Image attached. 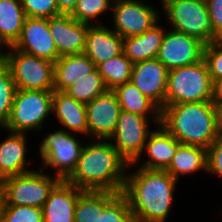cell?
<instances>
[{
    "label": "cell",
    "instance_id": "7c38bea8",
    "mask_svg": "<svg viewBox=\"0 0 222 222\" xmlns=\"http://www.w3.org/2000/svg\"><path fill=\"white\" fill-rule=\"evenodd\" d=\"M204 47L197 38L171 29L165 31L157 59L168 70L195 64L204 58Z\"/></svg>",
    "mask_w": 222,
    "mask_h": 222
},
{
    "label": "cell",
    "instance_id": "1f68e13d",
    "mask_svg": "<svg viewBox=\"0 0 222 222\" xmlns=\"http://www.w3.org/2000/svg\"><path fill=\"white\" fill-rule=\"evenodd\" d=\"M1 222H43L42 208L6 205Z\"/></svg>",
    "mask_w": 222,
    "mask_h": 222
},
{
    "label": "cell",
    "instance_id": "4dcf8cb0",
    "mask_svg": "<svg viewBox=\"0 0 222 222\" xmlns=\"http://www.w3.org/2000/svg\"><path fill=\"white\" fill-rule=\"evenodd\" d=\"M112 4L108 0H78L69 15L79 22L91 25L93 19L112 9Z\"/></svg>",
    "mask_w": 222,
    "mask_h": 222
},
{
    "label": "cell",
    "instance_id": "ee69618b",
    "mask_svg": "<svg viewBox=\"0 0 222 222\" xmlns=\"http://www.w3.org/2000/svg\"><path fill=\"white\" fill-rule=\"evenodd\" d=\"M108 1H110L111 3L113 2V4H115V3L119 2L120 0H108Z\"/></svg>",
    "mask_w": 222,
    "mask_h": 222
},
{
    "label": "cell",
    "instance_id": "4fadbf2b",
    "mask_svg": "<svg viewBox=\"0 0 222 222\" xmlns=\"http://www.w3.org/2000/svg\"><path fill=\"white\" fill-rule=\"evenodd\" d=\"M87 112L88 136L109 140L114 134L121 107L116 93L107 90L85 104Z\"/></svg>",
    "mask_w": 222,
    "mask_h": 222
},
{
    "label": "cell",
    "instance_id": "7a4b0ae2",
    "mask_svg": "<svg viewBox=\"0 0 222 222\" xmlns=\"http://www.w3.org/2000/svg\"><path fill=\"white\" fill-rule=\"evenodd\" d=\"M138 168L126 174L122 191L132 215L141 222H165L178 181L166 170Z\"/></svg>",
    "mask_w": 222,
    "mask_h": 222
},
{
    "label": "cell",
    "instance_id": "f1b7e54d",
    "mask_svg": "<svg viewBox=\"0 0 222 222\" xmlns=\"http://www.w3.org/2000/svg\"><path fill=\"white\" fill-rule=\"evenodd\" d=\"M107 90L103 78L96 68L91 73L85 75V77L67 87L63 92L76 101L86 104Z\"/></svg>",
    "mask_w": 222,
    "mask_h": 222
},
{
    "label": "cell",
    "instance_id": "8992f818",
    "mask_svg": "<svg viewBox=\"0 0 222 222\" xmlns=\"http://www.w3.org/2000/svg\"><path fill=\"white\" fill-rule=\"evenodd\" d=\"M53 93L54 91L17 89L4 129L19 133L42 130L45 119L53 110Z\"/></svg>",
    "mask_w": 222,
    "mask_h": 222
},
{
    "label": "cell",
    "instance_id": "cb8c5ba5",
    "mask_svg": "<svg viewBox=\"0 0 222 222\" xmlns=\"http://www.w3.org/2000/svg\"><path fill=\"white\" fill-rule=\"evenodd\" d=\"M113 91L117 95L122 111L139 114L144 117L151 115L150 118L160 125L161 109L143 95L131 81L117 86Z\"/></svg>",
    "mask_w": 222,
    "mask_h": 222
},
{
    "label": "cell",
    "instance_id": "e575fe53",
    "mask_svg": "<svg viewBox=\"0 0 222 222\" xmlns=\"http://www.w3.org/2000/svg\"><path fill=\"white\" fill-rule=\"evenodd\" d=\"M204 60L212 81L222 78V40H215L204 47Z\"/></svg>",
    "mask_w": 222,
    "mask_h": 222
},
{
    "label": "cell",
    "instance_id": "484cf974",
    "mask_svg": "<svg viewBox=\"0 0 222 222\" xmlns=\"http://www.w3.org/2000/svg\"><path fill=\"white\" fill-rule=\"evenodd\" d=\"M200 170L207 171V149L184 144L178 146L172 162L166 169L176 180H179L180 175L184 176Z\"/></svg>",
    "mask_w": 222,
    "mask_h": 222
},
{
    "label": "cell",
    "instance_id": "d6986e66",
    "mask_svg": "<svg viewBox=\"0 0 222 222\" xmlns=\"http://www.w3.org/2000/svg\"><path fill=\"white\" fill-rule=\"evenodd\" d=\"M9 132L10 135L0 143V180L32 171L26 169V164L31 165V162L27 161L25 155V133Z\"/></svg>",
    "mask_w": 222,
    "mask_h": 222
},
{
    "label": "cell",
    "instance_id": "2e32d148",
    "mask_svg": "<svg viewBox=\"0 0 222 222\" xmlns=\"http://www.w3.org/2000/svg\"><path fill=\"white\" fill-rule=\"evenodd\" d=\"M89 25L69 14L49 18V30L60 57L84 53Z\"/></svg>",
    "mask_w": 222,
    "mask_h": 222
},
{
    "label": "cell",
    "instance_id": "7402d4cb",
    "mask_svg": "<svg viewBox=\"0 0 222 222\" xmlns=\"http://www.w3.org/2000/svg\"><path fill=\"white\" fill-rule=\"evenodd\" d=\"M95 69V64L85 53L59 57L54 63V91H64Z\"/></svg>",
    "mask_w": 222,
    "mask_h": 222
},
{
    "label": "cell",
    "instance_id": "ffe728a7",
    "mask_svg": "<svg viewBox=\"0 0 222 222\" xmlns=\"http://www.w3.org/2000/svg\"><path fill=\"white\" fill-rule=\"evenodd\" d=\"M180 143L161 125L153 131L144 146L143 152L149 156L141 168L149 170H166L175 156ZM145 162V163H144Z\"/></svg>",
    "mask_w": 222,
    "mask_h": 222
},
{
    "label": "cell",
    "instance_id": "6da1fadb",
    "mask_svg": "<svg viewBox=\"0 0 222 222\" xmlns=\"http://www.w3.org/2000/svg\"><path fill=\"white\" fill-rule=\"evenodd\" d=\"M128 165L110 140L95 139L83 146L75 169L65 181L83 191L122 193Z\"/></svg>",
    "mask_w": 222,
    "mask_h": 222
},
{
    "label": "cell",
    "instance_id": "277c9868",
    "mask_svg": "<svg viewBox=\"0 0 222 222\" xmlns=\"http://www.w3.org/2000/svg\"><path fill=\"white\" fill-rule=\"evenodd\" d=\"M214 82L204 58L195 64L168 71L165 106L212 102Z\"/></svg>",
    "mask_w": 222,
    "mask_h": 222
},
{
    "label": "cell",
    "instance_id": "8fae6325",
    "mask_svg": "<svg viewBox=\"0 0 222 222\" xmlns=\"http://www.w3.org/2000/svg\"><path fill=\"white\" fill-rule=\"evenodd\" d=\"M115 29L122 38L138 36L152 28L160 20L159 12L140 0H120L112 4Z\"/></svg>",
    "mask_w": 222,
    "mask_h": 222
},
{
    "label": "cell",
    "instance_id": "d590c367",
    "mask_svg": "<svg viewBox=\"0 0 222 222\" xmlns=\"http://www.w3.org/2000/svg\"><path fill=\"white\" fill-rule=\"evenodd\" d=\"M207 172L222 177V134L207 149Z\"/></svg>",
    "mask_w": 222,
    "mask_h": 222
},
{
    "label": "cell",
    "instance_id": "5bb4252c",
    "mask_svg": "<svg viewBox=\"0 0 222 222\" xmlns=\"http://www.w3.org/2000/svg\"><path fill=\"white\" fill-rule=\"evenodd\" d=\"M12 47L53 63L60 57L47 18L26 17L20 37Z\"/></svg>",
    "mask_w": 222,
    "mask_h": 222
},
{
    "label": "cell",
    "instance_id": "83f0119b",
    "mask_svg": "<svg viewBox=\"0 0 222 222\" xmlns=\"http://www.w3.org/2000/svg\"><path fill=\"white\" fill-rule=\"evenodd\" d=\"M133 62L124 54L100 63L96 68L108 90L131 81Z\"/></svg>",
    "mask_w": 222,
    "mask_h": 222
},
{
    "label": "cell",
    "instance_id": "7bdbcfd3",
    "mask_svg": "<svg viewBox=\"0 0 222 222\" xmlns=\"http://www.w3.org/2000/svg\"><path fill=\"white\" fill-rule=\"evenodd\" d=\"M129 222H141L138 218L133 217Z\"/></svg>",
    "mask_w": 222,
    "mask_h": 222
},
{
    "label": "cell",
    "instance_id": "ba28073f",
    "mask_svg": "<svg viewBox=\"0 0 222 222\" xmlns=\"http://www.w3.org/2000/svg\"><path fill=\"white\" fill-rule=\"evenodd\" d=\"M61 181L54 175L38 170L2 180L6 205H24L42 208L50 192Z\"/></svg>",
    "mask_w": 222,
    "mask_h": 222
},
{
    "label": "cell",
    "instance_id": "44dd1931",
    "mask_svg": "<svg viewBox=\"0 0 222 222\" xmlns=\"http://www.w3.org/2000/svg\"><path fill=\"white\" fill-rule=\"evenodd\" d=\"M52 113L66 127V131L87 136L88 123L84 103L76 101L63 91H54Z\"/></svg>",
    "mask_w": 222,
    "mask_h": 222
},
{
    "label": "cell",
    "instance_id": "9a60e30c",
    "mask_svg": "<svg viewBox=\"0 0 222 222\" xmlns=\"http://www.w3.org/2000/svg\"><path fill=\"white\" fill-rule=\"evenodd\" d=\"M168 69L157 58L133 64L131 82L160 109L165 107Z\"/></svg>",
    "mask_w": 222,
    "mask_h": 222
},
{
    "label": "cell",
    "instance_id": "f35d334b",
    "mask_svg": "<svg viewBox=\"0 0 222 222\" xmlns=\"http://www.w3.org/2000/svg\"><path fill=\"white\" fill-rule=\"evenodd\" d=\"M212 102H222V78L214 81Z\"/></svg>",
    "mask_w": 222,
    "mask_h": 222
},
{
    "label": "cell",
    "instance_id": "ac0fdd59",
    "mask_svg": "<svg viewBox=\"0 0 222 222\" xmlns=\"http://www.w3.org/2000/svg\"><path fill=\"white\" fill-rule=\"evenodd\" d=\"M84 53L97 67L100 63L123 53V38L102 23L91 24L87 31Z\"/></svg>",
    "mask_w": 222,
    "mask_h": 222
},
{
    "label": "cell",
    "instance_id": "74e56055",
    "mask_svg": "<svg viewBox=\"0 0 222 222\" xmlns=\"http://www.w3.org/2000/svg\"><path fill=\"white\" fill-rule=\"evenodd\" d=\"M78 0H57L58 10L61 14H70Z\"/></svg>",
    "mask_w": 222,
    "mask_h": 222
},
{
    "label": "cell",
    "instance_id": "5b68a950",
    "mask_svg": "<svg viewBox=\"0 0 222 222\" xmlns=\"http://www.w3.org/2000/svg\"><path fill=\"white\" fill-rule=\"evenodd\" d=\"M2 62L10 70L17 89L54 91V63L7 47Z\"/></svg>",
    "mask_w": 222,
    "mask_h": 222
},
{
    "label": "cell",
    "instance_id": "4316f807",
    "mask_svg": "<svg viewBox=\"0 0 222 222\" xmlns=\"http://www.w3.org/2000/svg\"><path fill=\"white\" fill-rule=\"evenodd\" d=\"M119 194L109 191H83L76 203L74 222H100V213Z\"/></svg>",
    "mask_w": 222,
    "mask_h": 222
},
{
    "label": "cell",
    "instance_id": "d6a6232c",
    "mask_svg": "<svg viewBox=\"0 0 222 222\" xmlns=\"http://www.w3.org/2000/svg\"><path fill=\"white\" fill-rule=\"evenodd\" d=\"M132 218L129 203L122 193L100 213V222H129Z\"/></svg>",
    "mask_w": 222,
    "mask_h": 222
},
{
    "label": "cell",
    "instance_id": "ab89813d",
    "mask_svg": "<svg viewBox=\"0 0 222 222\" xmlns=\"http://www.w3.org/2000/svg\"><path fill=\"white\" fill-rule=\"evenodd\" d=\"M216 112V123L220 134H222V102H213Z\"/></svg>",
    "mask_w": 222,
    "mask_h": 222
},
{
    "label": "cell",
    "instance_id": "8d00e7d4",
    "mask_svg": "<svg viewBox=\"0 0 222 222\" xmlns=\"http://www.w3.org/2000/svg\"><path fill=\"white\" fill-rule=\"evenodd\" d=\"M214 31V41L222 40V0H205Z\"/></svg>",
    "mask_w": 222,
    "mask_h": 222
},
{
    "label": "cell",
    "instance_id": "b9f144b4",
    "mask_svg": "<svg viewBox=\"0 0 222 222\" xmlns=\"http://www.w3.org/2000/svg\"><path fill=\"white\" fill-rule=\"evenodd\" d=\"M3 50H2V46H1V44H0V62H2V59H3V54H4V52H2Z\"/></svg>",
    "mask_w": 222,
    "mask_h": 222
},
{
    "label": "cell",
    "instance_id": "603a6c76",
    "mask_svg": "<svg viewBox=\"0 0 222 222\" xmlns=\"http://www.w3.org/2000/svg\"><path fill=\"white\" fill-rule=\"evenodd\" d=\"M165 29L159 22L138 36L123 38V53L133 62L157 58Z\"/></svg>",
    "mask_w": 222,
    "mask_h": 222
},
{
    "label": "cell",
    "instance_id": "3957f363",
    "mask_svg": "<svg viewBox=\"0 0 222 222\" xmlns=\"http://www.w3.org/2000/svg\"><path fill=\"white\" fill-rule=\"evenodd\" d=\"M160 125L180 143L208 149L221 135L213 102L168 105L161 109Z\"/></svg>",
    "mask_w": 222,
    "mask_h": 222
},
{
    "label": "cell",
    "instance_id": "52a82bcc",
    "mask_svg": "<svg viewBox=\"0 0 222 222\" xmlns=\"http://www.w3.org/2000/svg\"><path fill=\"white\" fill-rule=\"evenodd\" d=\"M172 30L195 37L205 45L214 42V31L205 0H161Z\"/></svg>",
    "mask_w": 222,
    "mask_h": 222
},
{
    "label": "cell",
    "instance_id": "836d02e7",
    "mask_svg": "<svg viewBox=\"0 0 222 222\" xmlns=\"http://www.w3.org/2000/svg\"><path fill=\"white\" fill-rule=\"evenodd\" d=\"M26 17L51 18L61 15L57 0H21Z\"/></svg>",
    "mask_w": 222,
    "mask_h": 222
},
{
    "label": "cell",
    "instance_id": "f546056e",
    "mask_svg": "<svg viewBox=\"0 0 222 222\" xmlns=\"http://www.w3.org/2000/svg\"><path fill=\"white\" fill-rule=\"evenodd\" d=\"M16 90L10 70L0 62V128L2 129L9 120Z\"/></svg>",
    "mask_w": 222,
    "mask_h": 222
},
{
    "label": "cell",
    "instance_id": "60d3db41",
    "mask_svg": "<svg viewBox=\"0 0 222 222\" xmlns=\"http://www.w3.org/2000/svg\"><path fill=\"white\" fill-rule=\"evenodd\" d=\"M5 206H6L5 191L2 180H0V222L4 214Z\"/></svg>",
    "mask_w": 222,
    "mask_h": 222
},
{
    "label": "cell",
    "instance_id": "30bf717a",
    "mask_svg": "<svg viewBox=\"0 0 222 222\" xmlns=\"http://www.w3.org/2000/svg\"><path fill=\"white\" fill-rule=\"evenodd\" d=\"M149 117L121 111L114 134L109 138L120 156L129 164L128 167L139 163L149 135Z\"/></svg>",
    "mask_w": 222,
    "mask_h": 222
},
{
    "label": "cell",
    "instance_id": "9c48e42d",
    "mask_svg": "<svg viewBox=\"0 0 222 222\" xmlns=\"http://www.w3.org/2000/svg\"><path fill=\"white\" fill-rule=\"evenodd\" d=\"M76 135L59 129L48 133L40 142L42 166L57 168L55 175L61 180H65L73 172L84 146L81 140L75 139Z\"/></svg>",
    "mask_w": 222,
    "mask_h": 222
},
{
    "label": "cell",
    "instance_id": "e0dca14e",
    "mask_svg": "<svg viewBox=\"0 0 222 222\" xmlns=\"http://www.w3.org/2000/svg\"><path fill=\"white\" fill-rule=\"evenodd\" d=\"M83 190L61 180L42 206L43 222H74L76 203Z\"/></svg>",
    "mask_w": 222,
    "mask_h": 222
},
{
    "label": "cell",
    "instance_id": "d4e9b609",
    "mask_svg": "<svg viewBox=\"0 0 222 222\" xmlns=\"http://www.w3.org/2000/svg\"><path fill=\"white\" fill-rule=\"evenodd\" d=\"M26 15L21 0H0V44L11 47L20 37Z\"/></svg>",
    "mask_w": 222,
    "mask_h": 222
}]
</instances>
